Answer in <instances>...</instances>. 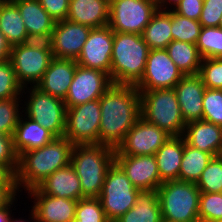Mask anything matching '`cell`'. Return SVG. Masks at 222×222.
Masks as SVG:
<instances>
[{"label": "cell", "instance_id": "49", "mask_svg": "<svg viewBox=\"0 0 222 222\" xmlns=\"http://www.w3.org/2000/svg\"><path fill=\"white\" fill-rule=\"evenodd\" d=\"M155 1L157 3V7L159 10L168 11V10H173L181 0H155ZM167 5H169L170 7L168 8Z\"/></svg>", "mask_w": 222, "mask_h": 222}, {"label": "cell", "instance_id": "1", "mask_svg": "<svg viewBox=\"0 0 222 222\" xmlns=\"http://www.w3.org/2000/svg\"><path fill=\"white\" fill-rule=\"evenodd\" d=\"M99 101V144L117 149L141 117L140 93L133 85L112 84Z\"/></svg>", "mask_w": 222, "mask_h": 222}, {"label": "cell", "instance_id": "48", "mask_svg": "<svg viewBox=\"0 0 222 222\" xmlns=\"http://www.w3.org/2000/svg\"><path fill=\"white\" fill-rule=\"evenodd\" d=\"M14 196L5 206H3L0 209V222H9V219L11 217L12 211L10 210L11 207H13V202L17 200V198ZM12 205V206H11Z\"/></svg>", "mask_w": 222, "mask_h": 222}, {"label": "cell", "instance_id": "40", "mask_svg": "<svg viewBox=\"0 0 222 222\" xmlns=\"http://www.w3.org/2000/svg\"><path fill=\"white\" fill-rule=\"evenodd\" d=\"M198 75L206 88L222 90V58H203Z\"/></svg>", "mask_w": 222, "mask_h": 222}, {"label": "cell", "instance_id": "27", "mask_svg": "<svg viewBox=\"0 0 222 222\" xmlns=\"http://www.w3.org/2000/svg\"><path fill=\"white\" fill-rule=\"evenodd\" d=\"M161 207L157 190L140 191L135 205L115 222H161Z\"/></svg>", "mask_w": 222, "mask_h": 222}, {"label": "cell", "instance_id": "50", "mask_svg": "<svg viewBox=\"0 0 222 222\" xmlns=\"http://www.w3.org/2000/svg\"><path fill=\"white\" fill-rule=\"evenodd\" d=\"M12 217H13V215L10 217L9 222H26V220H24V219L22 220V219L19 218V220L18 219L15 220ZM27 221L30 222L29 220H27Z\"/></svg>", "mask_w": 222, "mask_h": 222}, {"label": "cell", "instance_id": "45", "mask_svg": "<svg viewBox=\"0 0 222 222\" xmlns=\"http://www.w3.org/2000/svg\"><path fill=\"white\" fill-rule=\"evenodd\" d=\"M0 186H16L15 174L5 164H0Z\"/></svg>", "mask_w": 222, "mask_h": 222}, {"label": "cell", "instance_id": "30", "mask_svg": "<svg viewBox=\"0 0 222 222\" xmlns=\"http://www.w3.org/2000/svg\"><path fill=\"white\" fill-rule=\"evenodd\" d=\"M166 51L183 75H198L202 57L195 44L172 40Z\"/></svg>", "mask_w": 222, "mask_h": 222}, {"label": "cell", "instance_id": "19", "mask_svg": "<svg viewBox=\"0 0 222 222\" xmlns=\"http://www.w3.org/2000/svg\"><path fill=\"white\" fill-rule=\"evenodd\" d=\"M77 65L74 59L53 57L48 69L35 87L46 94L65 100Z\"/></svg>", "mask_w": 222, "mask_h": 222}, {"label": "cell", "instance_id": "47", "mask_svg": "<svg viewBox=\"0 0 222 222\" xmlns=\"http://www.w3.org/2000/svg\"><path fill=\"white\" fill-rule=\"evenodd\" d=\"M11 48L6 37L0 32V61L9 60Z\"/></svg>", "mask_w": 222, "mask_h": 222}, {"label": "cell", "instance_id": "37", "mask_svg": "<svg viewBox=\"0 0 222 222\" xmlns=\"http://www.w3.org/2000/svg\"><path fill=\"white\" fill-rule=\"evenodd\" d=\"M75 219L80 222H110L98 197H85L77 201Z\"/></svg>", "mask_w": 222, "mask_h": 222}, {"label": "cell", "instance_id": "8", "mask_svg": "<svg viewBox=\"0 0 222 222\" xmlns=\"http://www.w3.org/2000/svg\"><path fill=\"white\" fill-rule=\"evenodd\" d=\"M140 190L136 189L121 167L114 162L109 168L100 196L102 208L110 222L130 210Z\"/></svg>", "mask_w": 222, "mask_h": 222}, {"label": "cell", "instance_id": "15", "mask_svg": "<svg viewBox=\"0 0 222 222\" xmlns=\"http://www.w3.org/2000/svg\"><path fill=\"white\" fill-rule=\"evenodd\" d=\"M114 31L107 25L93 28L82 47L78 65L107 73L110 76Z\"/></svg>", "mask_w": 222, "mask_h": 222}, {"label": "cell", "instance_id": "14", "mask_svg": "<svg viewBox=\"0 0 222 222\" xmlns=\"http://www.w3.org/2000/svg\"><path fill=\"white\" fill-rule=\"evenodd\" d=\"M169 138L163 129L140 117L115 149V155H154Z\"/></svg>", "mask_w": 222, "mask_h": 222}, {"label": "cell", "instance_id": "23", "mask_svg": "<svg viewBox=\"0 0 222 222\" xmlns=\"http://www.w3.org/2000/svg\"><path fill=\"white\" fill-rule=\"evenodd\" d=\"M110 0H69L67 20L100 28L109 23Z\"/></svg>", "mask_w": 222, "mask_h": 222}, {"label": "cell", "instance_id": "28", "mask_svg": "<svg viewBox=\"0 0 222 222\" xmlns=\"http://www.w3.org/2000/svg\"><path fill=\"white\" fill-rule=\"evenodd\" d=\"M0 32L11 47L31 41L20 11L11 0L0 5Z\"/></svg>", "mask_w": 222, "mask_h": 222}, {"label": "cell", "instance_id": "31", "mask_svg": "<svg viewBox=\"0 0 222 222\" xmlns=\"http://www.w3.org/2000/svg\"><path fill=\"white\" fill-rule=\"evenodd\" d=\"M213 156L185 143L178 180L197 183Z\"/></svg>", "mask_w": 222, "mask_h": 222}, {"label": "cell", "instance_id": "10", "mask_svg": "<svg viewBox=\"0 0 222 222\" xmlns=\"http://www.w3.org/2000/svg\"><path fill=\"white\" fill-rule=\"evenodd\" d=\"M157 10L155 0H110L108 26L114 32L141 35Z\"/></svg>", "mask_w": 222, "mask_h": 222}, {"label": "cell", "instance_id": "20", "mask_svg": "<svg viewBox=\"0 0 222 222\" xmlns=\"http://www.w3.org/2000/svg\"><path fill=\"white\" fill-rule=\"evenodd\" d=\"M185 123L202 120L206 87L199 75H185L173 88Z\"/></svg>", "mask_w": 222, "mask_h": 222}, {"label": "cell", "instance_id": "4", "mask_svg": "<svg viewBox=\"0 0 222 222\" xmlns=\"http://www.w3.org/2000/svg\"><path fill=\"white\" fill-rule=\"evenodd\" d=\"M115 162V149L102 144L74 145L70 164L79 177L82 198L99 197L109 168Z\"/></svg>", "mask_w": 222, "mask_h": 222}, {"label": "cell", "instance_id": "7", "mask_svg": "<svg viewBox=\"0 0 222 222\" xmlns=\"http://www.w3.org/2000/svg\"><path fill=\"white\" fill-rule=\"evenodd\" d=\"M52 58L49 41L31 40L12 46L9 60L18 83L23 87L22 95L26 94L24 90H27V84L36 86L41 80Z\"/></svg>", "mask_w": 222, "mask_h": 222}, {"label": "cell", "instance_id": "6", "mask_svg": "<svg viewBox=\"0 0 222 222\" xmlns=\"http://www.w3.org/2000/svg\"><path fill=\"white\" fill-rule=\"evenodd\" d=\"M163 220L200 222L199 196L196 183L180 180L163 182L157 189Z\"/></svg>", "mask_w": 222, "mask_h": 222}, {"label": "cell", "instance_id": "33", "mask_svg": "<svg viewBox=\"0 0 222 222\" xmlns=\"http://www.w3.org/2000/svg\"><path fill=\"white\" fill-rule=\"evenodd\" d=\"M196 46L202 58H222V28L202 27Z\"/></svg>", "mask_w": 222, "mask_h": 222}, {"label": "cell", "instance_id": "43", "mask_svg": "<svg viewBox=\"0 0 222 222\" xmlns=\"http://www.w3.org/2000/svg\"><path fill=\"white\" fill-rule=\"evenodd\" d=\"M46 12L56 21L67 19L69 0H38Z\"/></svg>", "mask_w": 222, "mask_h": 222}, {"label": "cell", "instance_id": "32", "mask_svg": "<svg viewBox=\"0 0 222 222\" xmlns=\"http://www.w3.org/2000/svg\"><path fill=\"white\" fill-rule=\"evenodd\" d=\"M202 26L198 20H192L171 10V34L176 41L197 43Z\"/></svg>", "mask_w": 222, "mask_h": 222}, {"label": "cell", "instance_id": "22", "mask_svg": "<svg viewBox=\"0 0 222 222\" xmlns=\"http://www.w3.org/2000/svg\"><path fill=\"white\" fill-rule=\"evenodd\" d=\"M185 143L213 157L222 155V127L205 120L186 123L183 132Z\"/></svg>", "mask_w": 222, "mask_h": 222}, {"label": "cell", "instance_id": "36", "mask_svg": "<svg viewBox=\"0 0 222 222\" xmlns=\"http://www.w3.org/2000/svg\"><path fill=\"white\" fill-rule=\"evenodd\" d=\"M19 99L21 98L0 99V134L14 135L16 125L22 114L19 104L23 100Z\"/></svg>", "mask_w": 222, "mask_h": 222}, {"label": "cell", "instance_id": "21", "mask_svg": "<svg viewBox=\"0 0 222 222\" xmlns=\"http://www.w3.org/2000/svg\"><path fill=\"white\" fill-rule=\"evenodd\" d=\"M19 9L30 40L49 41L56 21L38 0H11Z\"/></svg>", "mask_w": 222, "mask_h": 222}, {"label": "cell", "instance_id": "16", "mask_svg": "<svg viewBox=\"0 0 222 222\" xmlns=\"http://www.w3.org/2000/svg\"><path fill=\"white\" fill-rule=\"evenodd\" d=\"M91 29L67 19L56 22L49 40L53 57L76 60Z\"/></svg>", "mask_w": 222, "mask_h": 222}, {"label": "cell", "instance_id": "12", "mask_svg": "<svg viewBox=\"0 0 222 222\" xmlns=\"http://www.w3.org/2000/svg\"><path fill=\"white\" fill-rule=\"evenodd\" d=\"M183 77V73L170 59L166 49H151L143 76L135 87L138 91L173 89Z\"/></svg>", "mask_w": 222, "mask_h": 222}, {"label": "cell", "instance_id": "17", "mask_svg": "<svg viewBox=\"0 0 222 222\" xmlns=\"http://www.w3.org/2000/svg\"><path fill=\"white\" fill-rule=\"evenodd\" d=\"M115 162L125 172L134 187L140 191L157 190L163 183L160 180L154 155H115Z\"/></svg>", "mask_w": 222, "mask_h": 222}, {"label": "cell", "instance_id": "9", "mask_svg": "<svg viewBox=\"0 0 222 222\" xmlns=\"http://www.w3.org/2000/svg\"><path fill=\"white\" fill-rule=\"evenodd\" d=\"M27 92L30 96L24 102L26 107H22L25 108L22 110L25 117L39 123L56 137L64 136L67 111L64 100L46 94L35 86L28 87Z\"/></svg>", "mask_w": 222, "mask_h": 222}, {"label": "cell", "instance_id": "35", "mask_svg": "<svg viewBox=\"0 0 222 222\" xmlns=\"http://www.w3.org/2000/svg\"><path fill=\"white\" fill-rule=\"evenodd\" d=\"M198 215L200 222L222 221V193L200 192Z\"/></svg>", "mask_w": 222, "mask_h": 222}, {"label": "cell", "instance_id": "51", "mask_svg": "<svg viewBox=\"0 0 222 222\" xmlns=\"http://www.w3.org/2000/svg\"><path fill=\"white\" fill-rule=\"evenodd\" d=\"M219 27L222 28V16H221V19H220V22H219Z\"/></svg>", "mask_w": 222, "mask_h": 222}, {"label": "cell", "instance_id": "26", "mask_svg": "<svg viewBox=\"0 0 222 222\" xmlns=\"http://www.w3.org/2000/svg\"><path fill=\"white\" fill-rule=\"evenodd\" d=\"M184 152L183 136L170 138L154 154L162 182L178 180Z\"/></svg>", "mask_w": 222, "mask_h": 222}, {"label": "cell", "instance_id": "41", "mask_svg": "<svg viewBox=\"0 0 222 222\" xmlns=\"http://www.w3.org/2000/svg\"><path fill=\"white\" fill-rule=\"evenodd\" d=\"M222 16V0H203L199 18L202 27H218Z\"/></svg>", "mask_w": 222, "mask_h": 222}, {"label": "cell", "instance_id": "46", "mask_svg": "<svg viewBox=\"0 0 222 222\" xmlns=\"http://www.w3.org/2000/svg\"><path fill=\"white\" fill-rule=\"evenodd\" d=\"M17 192L16 186H0V209L17 196Z\"/></svg>", "mask_w": 222, "mask_h": 222}, {"label": "cell", "instance_id": "18", "mask_svg": "<svg viewBox=\"0 0 222 222\" xmlns=\"http://www.w3.org/2000/svg\"><path fill=\"white\" fill-rule=\"evenodd\" d=\"M27 193L35 199L30 214L34 222H71L75 218L77 200L46 195L37 187Z\"/></svg>", "mask_w": 222, "mask_h": 222}, {"label": "cell", "instance_id": "11", "mask_svg": "<svg viewBox=\"0 0 222 222\" xmlns=\"http://www.w3.org/2000/svg\"><path fill=\"white\" fill-rule=\"evenodd\" d=\"M99 99L67 108L64 137L73 145L99 144Z\"/></svg>", "mask_w": 222, "mask_h": 222}, {"label": "cell", "instance_id": "52", "mask_svg": "<svg viewBox=\"0 0 222 222\" xmlns=\"http://www.w3.org/2000/svg\"><path fill=\"white\" fill-rule=\"evenodd\" d=\"M71 222H80V220L74 218Z\"/></svg>", "mask_w": 222, "mask_h": 222}, {"label": "cell", "instance_id": "38", "mask_svg": "<svg viewBox=\"0 0 222 222\" xmlns=\"http://www.w3.org/2000/svg\"><path fill=\"white\" fill-rule=\"evenodd\" d=\"M22 89L16 79L11 61H0V99L20 98Z\"/></svg>", "mask_w": 222, "mask_h": 222}, {"label": "cell", "instance_id": "42", "mask_svg": "<svg viewBox=\"0 0 222 222\" xmlns=\"http://www.w3.org/2000/svg\"><path fill=\"white\" fill-rule=\"evenodd\" d=\"M0 164H5L14 174L18 168V154L12 135L0 134Z\"/></svg>", "mask_w": 222, "mask_h": 222}, {"label": "cell", "instance_id": "13", "mask_svg": "<svg viewBox=\"0 0 222 222\" xmlns=\"http://www.w3.org/2000/svg\"><path fill=\"white\" fill-rule=\"evenodd\" d=\"M112 84L107 73L77 65L68 94L64 100L66 108L99 99Z\"/></svg>", "mask_w": 222, "mask_h": 222}, {"label": "cell", "instance_id": "34", "mask_svg": "<svg viewBox=\"0 0 222 222\" xmlns=\"http://www.w3.org/2000/svg\"><path fill=\"white\" fill-rule=\"evenodd\" d=\"M200 192H222V155L213 157L196 183Z\"/></svg>", "mask_w": 222, "mask_h": 222}, {"label": "cell", "instance_id": "5", "mask_svg": "<svg viewBox=\"0 0 222 222\" xmlns=\"http://www.w3.org/2000/svg\"><path fill=\"white\" fill-rule=\"evenodd\" d=\"M139 93L143 119L163 129L170 136L183 135L186 123L174 89H155Z\"/></svg>", "mask_w": 222, "mask_h": 222}, {"label": "cell", "instance_id": "2", "mask_svg": "<svg viewBox=\"0 0 222 222\" xmlns=\"http://www.w3.org/2000/svg\"><path fill=\"white\" fill-rule=\"evenodd\" d=\"M73 144L64 136L55 137L45 146L21 153L18 156V168L15 184L18 194L36 188L56 170L66 167L71 161ZM20 191V192H19Z\"/></svg>", "mask_w": 222, "mask_h": 222}, {"label": "cell", "instance_id": "29", "mask_svg": "<svg viewBox=\"0 0 222 222\" xmlns=\"http://www.w3.org/2000/svg\"><path fill=\"white\" fill-rule=\"evenodd\" d=\"M149 49H166L173 40L171 34V10H157L141 34Z\"/></svg>", "mask_w": 222, "mask_h": 222}, {"label": "cell", "instance_id": "24", "mask_svg": "<svg viewBox=\"0 0 222 222\" xmlns=\"http://www.w3.org/2000/svg\"><path fill=\"white\" fill-rule=\"evenodd\" d=\"M37 188L46 195L66 199H82L79 177L71 164L56 170L41 182Z\"/></svg>", "mask_w": 222, "mask_h": 222}, {"label": "cell", "instance_id": "25", "mask_svg": "<svg viewBox=\"0 0 222 222\" xmlns=\"http://www.w3.org/2000/svg\"><path fill=\"white\" fill-rule=\"evenodd\" d=\"M22 115L13 135L14 149L18 156L23 152L45 146L56 137L39 123Z\"/></svg>", "mask_w": 222, "mask_h": 222}, {"label": "cell", "instance_id": "39", "mask_svg": "<svg viewBox=\"0 0 222 222\" xmlns=\"http://www.w3.org/2000/svg\"><path fill=\"white\" fill-rule=\"evenodd\" d=\"M202 120L222 127V90L205 89Z\"/></svg>", "mask_w": 222, "mask_h": 222}, {"label": "cell", "instance_id": "3", "mask_svg": "<svg viewBox=\"0 0 222 222\" xmlns=\"http://www.w3.org/2000/svg\"><path fill=\"white\" fill-rule=\"evenodd\" d=\"M149 50L142 35L114 32L110 69L112 83L135 86L143 76Z\"/></svg>", "mask_w": 222, "mask_h": 222}, {"label": "cell", "instance_id": "44", "mask_svg": "<svg viewBox=\"0 0 222 222\" xmlns=\"http://www.w3.org/2000/svg\"><path fill=\"white\" fill-rule=\"evenodd\" d=\"M203 9V0H181L173 11L180 16L199 20Z\"/></svg>", "mask_w": 222, "mask_h": 222}]
</instances>
